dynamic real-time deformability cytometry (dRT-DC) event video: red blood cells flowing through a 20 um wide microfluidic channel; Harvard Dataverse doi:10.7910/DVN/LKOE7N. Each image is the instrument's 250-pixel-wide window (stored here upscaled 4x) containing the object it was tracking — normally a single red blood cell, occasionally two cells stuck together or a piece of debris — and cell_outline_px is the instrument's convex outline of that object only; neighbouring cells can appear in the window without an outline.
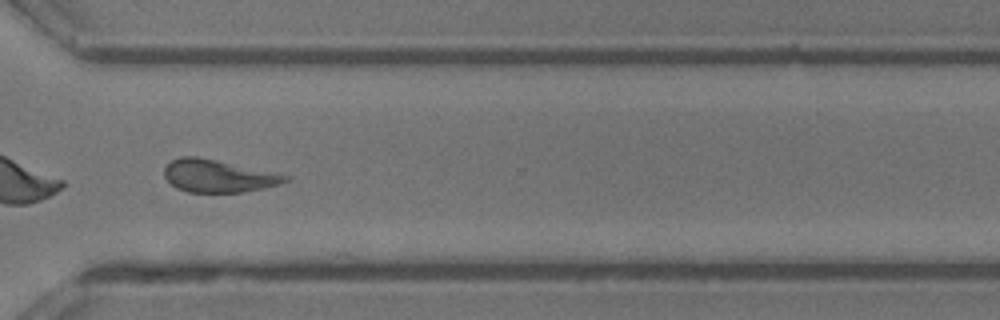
{"species": "common noctule bat (a hibernating species)", "species_latin": "Nyctalus noctula", "temperature_condition": "room temperature", "stored_images_in_passage": 33, "camera_frame_rate_fps": 3000, "um_per_image_px": 0.085, "animal": {"sex": "male", "body_mass_g": 13.3}, "frame": {"image": 1, "passage_image": 24, "time_ms": 7.667, "image_size_px": [1000, 320], "cell_outline_px": [[292, 180], [280, 184], [264, 188], [244, 192], [188, 192], [176, 188], [164, 176], [164, 168], [172, 160], [180, 156], [196, 156], [216, 160], [292, 176]], "centroid_in_image_um": [18.57, 14.96], "position_along_channel_um": 352.0, "area_um2": 22.95}, "authors_computed_cell_mechanics": {"area_um2": 22.5998, "velocity_mm_per_s": 4.2223, "shape_relaxation_time_tau1_ms": 6.2896, "shape_relaxation_time_tau2_ms": 3.4416, "deformation_change_tau1": 0.1806, "deformation_change_tau2": 0.1305}}